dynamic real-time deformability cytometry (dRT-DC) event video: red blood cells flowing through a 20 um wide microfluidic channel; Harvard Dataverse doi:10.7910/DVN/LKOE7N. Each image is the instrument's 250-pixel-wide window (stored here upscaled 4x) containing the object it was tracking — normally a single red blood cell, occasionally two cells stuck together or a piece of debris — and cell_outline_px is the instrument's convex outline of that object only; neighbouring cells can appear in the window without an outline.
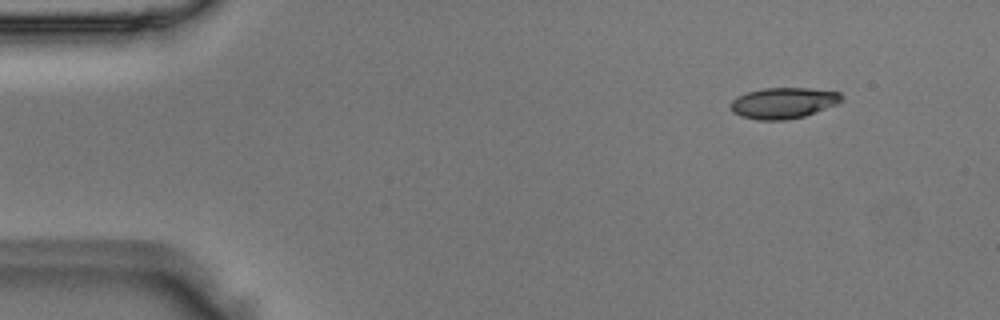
{"species": "Egyptian fruit bat (a non-hibernating species)", "species_latin": "Rousettus aegyptiacus", "temperature_condition": "room temperature", "stored_images_in_passage": 4, "camera_frame_rate_fps": 3000, "um_per_image_px": 0.085, "animal": {"sex": "male"}, "frame": {"image": 1, "passage_image": 1, "time_ms": 0.0, "image_size_px": [1000, 320], "cell_outline_px": [[844, 96], [836, 104], [804, 116], [784, 120], [756, 120], [740, 116], [732, 112], [728, 108], [728, 104], [736, 96], [748, 92], [764, 88], [808, 88], [840, 92]], "centroid_in_image_um": [66.51, 8.75], "position_along_channel_um": 18.5, "area_um2": 20.11}}